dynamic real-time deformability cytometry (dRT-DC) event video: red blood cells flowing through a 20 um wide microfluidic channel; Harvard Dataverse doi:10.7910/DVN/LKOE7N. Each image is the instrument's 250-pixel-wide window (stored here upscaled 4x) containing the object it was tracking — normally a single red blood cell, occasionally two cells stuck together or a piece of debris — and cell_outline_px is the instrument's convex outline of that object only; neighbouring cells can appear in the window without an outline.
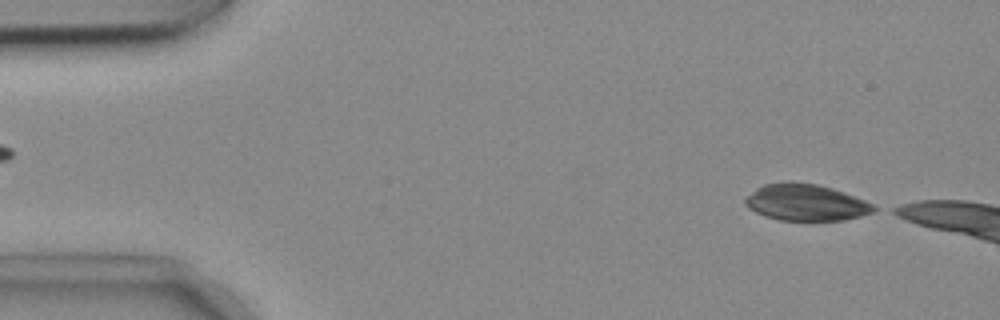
{"species": "common noctule bat (a hibernating species)", "species_latin": "Nyctalus noctula", "temperature_condition": "cold", "stored_images_in_passage": 11, "camera_frame_rate_fps": 3000, "um_per_image_px": 0.085, "animal": {"sex": "female", "body_mass_g": 18.4}, "frame": {"image": 1, "passage_image": 1, "time_ms": 0.0, "image_size_px": [1000, 320], "cell_outline_px": [[880, 208], [876, 212], [844, 220], [780, 220], [764, 216], [748, 208], [744, 204], [744, 200], [756, 188], [764, 184], [788, 180], [816, 184], [832, 188], [844, 192], [864, 200]], "centroid_in_image_um": [68.51, 17.2], "position_along_channel_um": 16.5, "area_um2": 27.57}}